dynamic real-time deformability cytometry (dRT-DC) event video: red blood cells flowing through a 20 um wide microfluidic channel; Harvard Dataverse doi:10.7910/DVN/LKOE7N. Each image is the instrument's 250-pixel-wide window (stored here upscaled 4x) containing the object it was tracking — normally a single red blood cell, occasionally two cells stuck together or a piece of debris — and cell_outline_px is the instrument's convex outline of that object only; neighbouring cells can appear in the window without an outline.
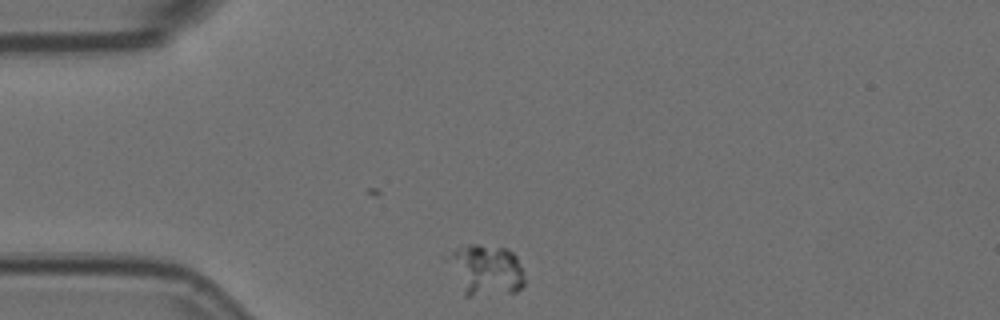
{"species": "Egyptian fruit bat (a non-hibernating species)", "species_latin": "Rousettus aegyptiacus", "temperature_condition": "room temperature", "stored_images_in_passage": 2, "camera_frame_rate_fps": 3000, "um_per_image_px": 0.085, "animal": {"sex": "female"}, "frame": {"image": 1, "passage_image": 2, "time_ms": 0.333, "image_size_px": [1000, 320], "cell_outline_px": [[524, 284], [516, 292], [468, 296], [464, 296], [448, 252], [456, 248], [468, 244], [480, 244], [508, 248], [516, 256], [524, 276]], "centroid_in_image_um": [41.36, 22.93], "position_along_channel_um": 43.6, "area_um2": 22.2}}